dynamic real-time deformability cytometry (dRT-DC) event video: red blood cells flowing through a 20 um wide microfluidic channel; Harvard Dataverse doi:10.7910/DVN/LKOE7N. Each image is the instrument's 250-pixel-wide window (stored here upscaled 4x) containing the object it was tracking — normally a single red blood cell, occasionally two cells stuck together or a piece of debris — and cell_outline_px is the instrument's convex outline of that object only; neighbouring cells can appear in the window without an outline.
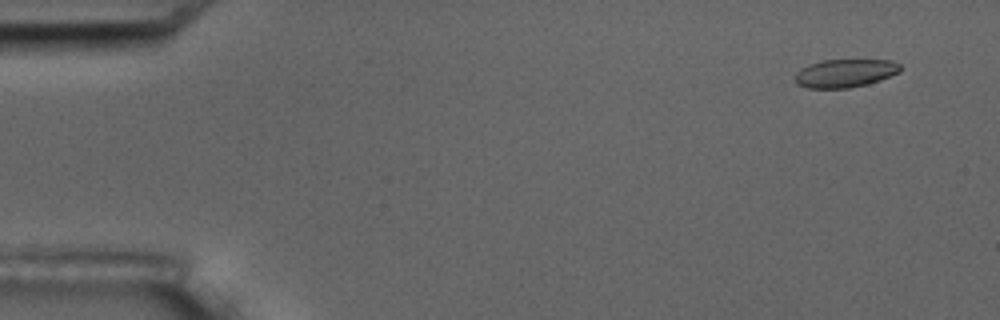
{"species": "common noctule bat (a hibernating species)", "species_latin": "Nyctalus noctula", "temperature_condition": "room temperature", "stored_images_in_passage": 5, "camera_frame_rate_fps": 3000, "um_per_image_px": 0.085, "animal": {"sex": "male", "body_mass_g": 17.5, "forearm_length_mm": 52.3}, "frame": {"image": 1, "passage_image": 2, "time_ms": 1.0, "image_size_px": [1000, 320], "cell_outline_px": [[900, 72], [880, 80], [868, 84], [848, 88], [808, 88], [796, 84], [796, 72], [800, 68], [808, 64], [820, 60], [892, 60], [900, 64]], "centroid_in_image_um": [71.82, 6.22], "position_along_channel_um": 13.2, "area_um2": 17.4}}
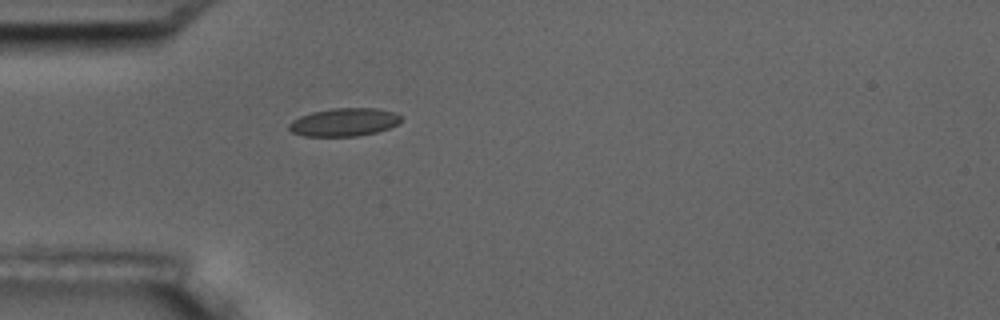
{"frame": {"image": 2, "passage_image": 5, "time_ms": 5.333, "image_size_px": [1000, 320], "cell_outline_px": [[400, 120], [396, 124], [388, 128], [376, 132], [356, 136], [304, 136], [292, 132], [288, 128], [288, 124], [292, 120], [300, 116], [312, 112], [332, 108], [376, 108], [392, 112], [400, 116]], "centroid_in_image_um": [29.19, 10.38], "position_along_channel_um": 55.8, "area_um2": 18.15}}